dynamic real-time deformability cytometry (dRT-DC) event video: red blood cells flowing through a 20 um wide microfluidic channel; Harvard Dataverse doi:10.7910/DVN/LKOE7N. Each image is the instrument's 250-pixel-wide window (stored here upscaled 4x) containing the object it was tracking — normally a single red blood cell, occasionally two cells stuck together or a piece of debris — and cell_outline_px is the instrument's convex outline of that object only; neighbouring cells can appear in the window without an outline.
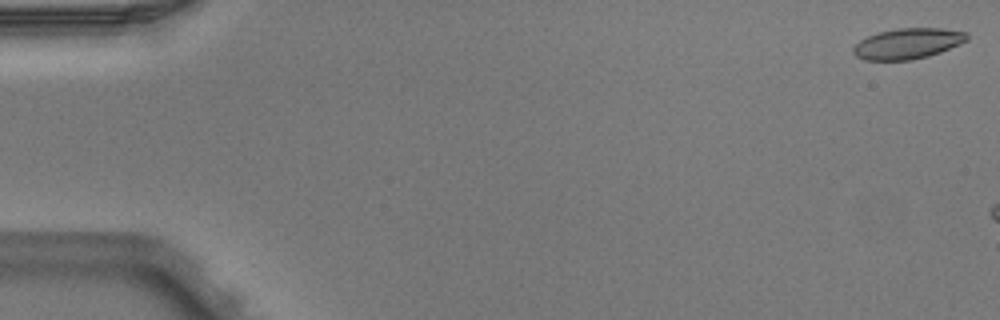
{"species": "Egyptian fruit bat (a non-hibernating species)", "species_latin": "Rousettus aegyptiacus", "temperature_condition": "warm", "stored_images_in_passage": 5, "segment_of_instrument_passage": [2, 2], "camera_frame_rate_fps": 3000, "um_per_image_px": 0.085, "animal": {"sex": "male"}, "frame": {"image": 1, "passage_image": 5, "time_ms": 1.333, "image_size_px": [1000, 320], "cell_outline_px": [[968, 40], [960, 44], [940, 52], [928, 56], [912, 60], [864, 60], [856, 56], [852, 52], [852, 48], [860, 40], [876, 32], [896, 28], [944, 28], [968, 32]], "centroid_in_image_um": [77.16, 3.69], "position_along_channel_um": 7.8, "area_um2": 20.52}}